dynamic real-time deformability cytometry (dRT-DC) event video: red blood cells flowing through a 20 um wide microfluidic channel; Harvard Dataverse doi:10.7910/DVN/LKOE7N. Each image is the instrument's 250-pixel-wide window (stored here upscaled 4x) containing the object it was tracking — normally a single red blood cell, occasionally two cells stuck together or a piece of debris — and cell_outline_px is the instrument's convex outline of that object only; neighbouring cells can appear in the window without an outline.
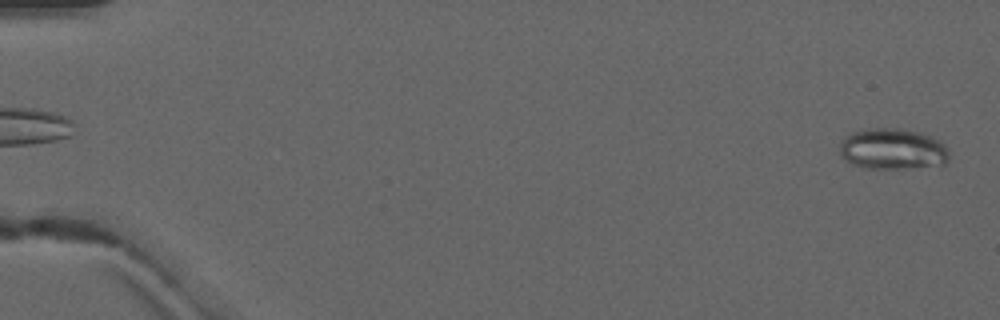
{"species": "common noctule bat (a hibernating species)", "species_latin": "Nyctalus noctula", "temperature_condition": "warm", "stored_images_in_passage": 6, "camera_frame_rate_fps": 3000, "um_per_image_px": 0.085, "animal": {"sex": "male", "forearm_length_mm": 52.5}, "frame": {"image": 1, "passage_image": 6, "time_ms": 6.0, "image_size_px": [1000, 320], "cell_outline_px": [[948, 160], [944, 164], [896, 168], [864, 168], [852, 164], [844, 160], [840, 156], [840, 140], [844, 136], [852, 132], [864, 128], [904, 128], [920, 132], [940, 140], [944, 144], [948, 152]], "centroid_in_image_um": [75.81, 12.64], "position_along_channel_um": 9.2, "area_um2": 26.36}}